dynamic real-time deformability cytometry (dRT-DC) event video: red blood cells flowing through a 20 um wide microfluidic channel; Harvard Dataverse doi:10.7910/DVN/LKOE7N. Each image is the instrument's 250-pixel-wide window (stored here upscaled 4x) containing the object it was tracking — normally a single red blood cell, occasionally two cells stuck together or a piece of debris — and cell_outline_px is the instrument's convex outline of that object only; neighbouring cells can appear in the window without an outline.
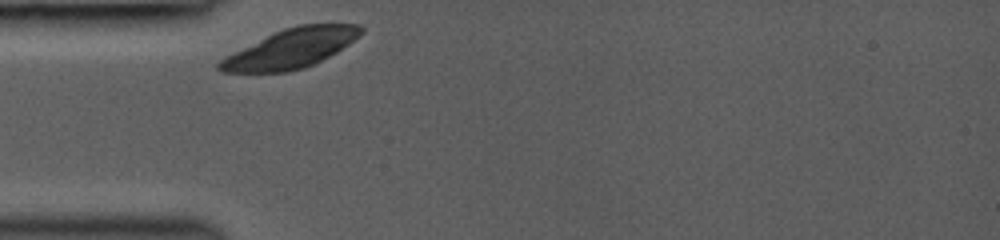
{"species": "common noctule bat (a hibernating species)", "species_latin": "Nyctalus noctula", "temperature_condition": "room temperature", "stored_images_in_passage": 27, "camera_frame_rate_fps": 3000, "um_per_image_px": 0.085, "animal": {"sex": "female", "body_mass_g": 19.0, "forearm_length_mm": 53.3}, "frame": {"image": 1, "passage_image": 1, "time_ms": 0.0, "image_size_px": [1000, 240], "cell_outline_px": [[364, 32], [360, 36], [336, 52], [304, 68], [288, 72], [220, 72], [216, 68], [216, 64], [220, 60], [284, 28], [300, 24], [360, 24], [364, 28]], "centroid_in_image_um": [24.78, 4.12], "position_along_channel_um": 60.2, "area_um2": 31.67}}
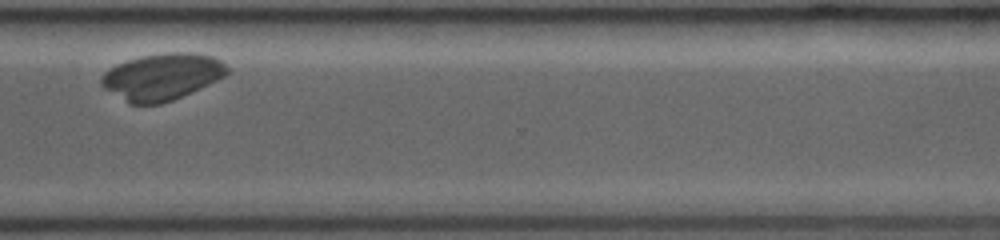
{"frame": {"image": 2, "passage_image": 24, "time_ms": 7.667, "image_size_px": [1000, 240], "cell_outline_px": [[228, 72], [224, 76], [200, 88], [172, 100], [160, 104], [128, 104], [104, 88], [100, 84], [100, 76], [108, 68], [116, 64], [140, 56], [164, 52], [196, 52], [212, 56], [220, 60], [228, 68]], "centroid_in_image_um": [13.72, 6.51], "position_along_channel_um": 356.9, "area_um2": 34.33}}
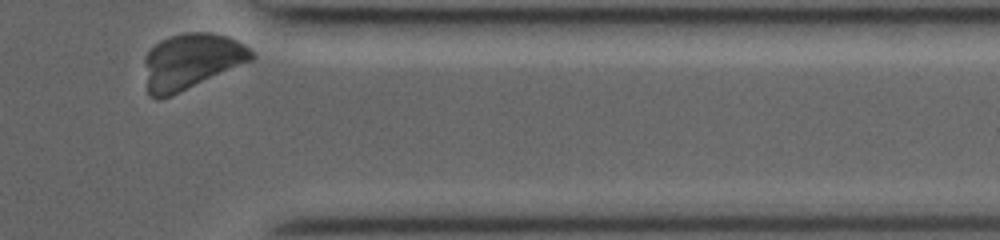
{"frame": {"image": 3, "passage_image": 27, "time_ms": 8.667, "image_size_px": [1000, 240], "cell_outline_px": [[256, 56], [252, 60], [172, 96], [156, 100], [148, 96], [144, 60], [144, 56], [160, 40], [184, 32], [212, 32], [228, 36], [244, 44]], "centroid_in_image_um": [16.23, 5.22], "position_along_channel_um": 395.2, "area_um2": 34.85}}